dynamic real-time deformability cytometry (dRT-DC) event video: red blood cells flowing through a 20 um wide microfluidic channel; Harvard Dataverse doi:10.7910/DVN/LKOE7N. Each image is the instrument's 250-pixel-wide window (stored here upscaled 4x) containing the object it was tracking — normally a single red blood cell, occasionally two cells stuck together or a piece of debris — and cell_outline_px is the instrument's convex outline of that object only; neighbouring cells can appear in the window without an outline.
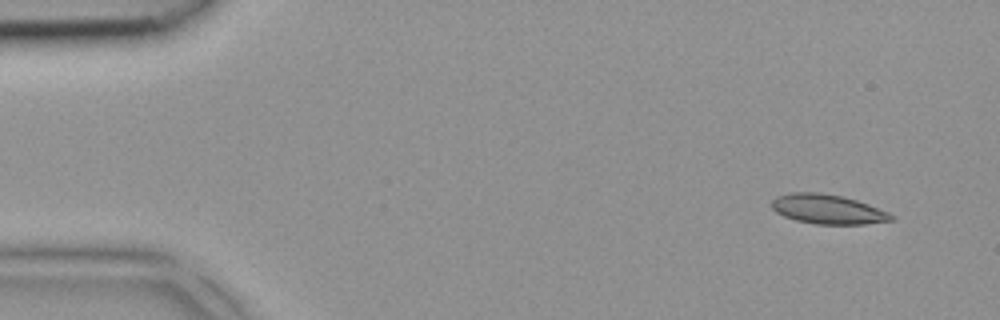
{"species": "common noctule bat (a hibernating species)", "species_latin": "Nyctalus noctula", "temperature_condition": "room temperature", "stored_images_in_passage": 4, "camera_frame_rate_fps": 3000, "um_per_image_px": 0.085, "animal": {"sex": "female", "body_mass_g": 18.4}, "frame": {"image": 1, "passage_image": 1, "time_ms": 0.0, "image_size_px": [1000, 320], "cell_outline_px": [[896, 220], [864, 224], [816, 224], [796, 220], [784, 216], [776, 212], [772, 208], [772, 200], [776, 196], [792, 192], [820, 192], [840, 196], [856, 200], [868, 204], [888, 212], [896, 216]], "centroid_in_image_um": [70.37, 17.78], "position_along_channel_um": 14.6, "area_um2": 20.58}}